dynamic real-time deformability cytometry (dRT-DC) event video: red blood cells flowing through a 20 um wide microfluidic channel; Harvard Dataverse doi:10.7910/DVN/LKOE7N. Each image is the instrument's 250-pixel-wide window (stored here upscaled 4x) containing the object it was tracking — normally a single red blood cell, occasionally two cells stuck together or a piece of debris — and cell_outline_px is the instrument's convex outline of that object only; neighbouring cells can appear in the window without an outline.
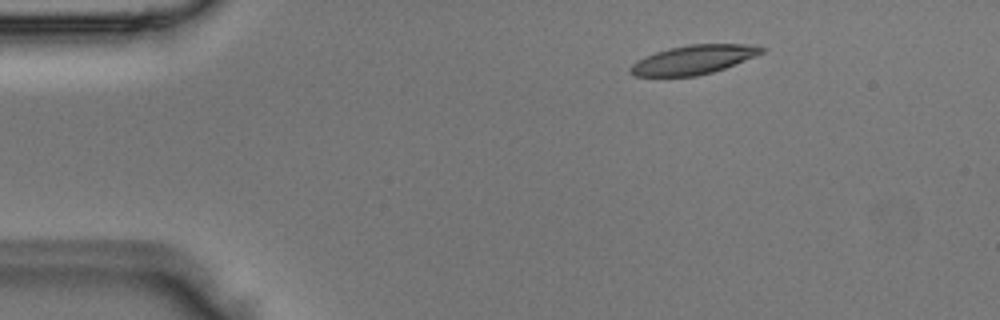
{"species": "Egyptian fruit bat (a non-hibernating species)", "species_latin": "Rousettus aegyptiacus", "temperature_condition": "room temperature", "stored_images_in_passage": 4, "camera_frame_rate_fps": 3000, "um_per_image_px": 0.085, "animal": {"sex": "male"}, "frame": {"image": 1, "passage_image": 1, "time_ms": 0.0, "image_size_px": [1000, 320], "cell_outline_px": [[768, 48], [764, 52], [756, 56], [724, 68], [712, 72], [696, 76], [632, 76], [628, 72], [628, 68], [636, 60], [644, 56], [668, 48], [688, 44], [744, 44]], "centroid_in_image_um": [58.9, 5.07], "position_along_channel_um": 26.1, "area_um2": 22.31}}
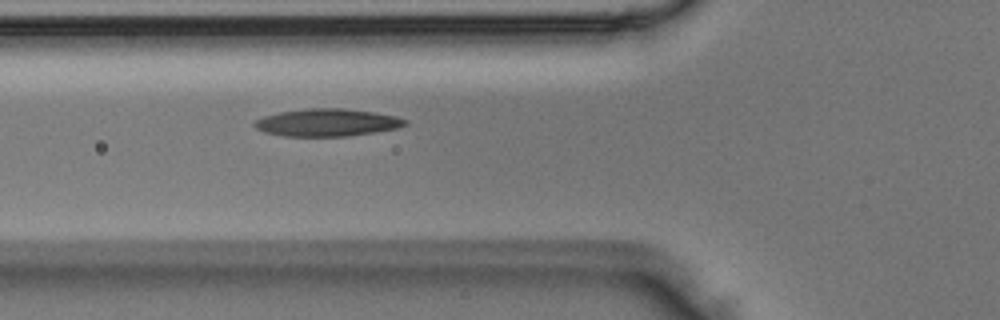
{"frame": {"image": 2, "passage_image": 4, "time_ms": 1.0, "image_size_px": [1000, 320], "cell_outline_px": [[408, 124], [400, 128], [348, 136], [284, 136], [264, 132], [256, 128], [252, 124], [256, 120], [264, 116], [280, 112], [308, 108], [344, 108], [372, 112], [396, 116], [408, 120]], "centroid_in_image_um": [27.83, 10.41], "position_along_channel_um": 98.0, "area_um2": 24.16}}